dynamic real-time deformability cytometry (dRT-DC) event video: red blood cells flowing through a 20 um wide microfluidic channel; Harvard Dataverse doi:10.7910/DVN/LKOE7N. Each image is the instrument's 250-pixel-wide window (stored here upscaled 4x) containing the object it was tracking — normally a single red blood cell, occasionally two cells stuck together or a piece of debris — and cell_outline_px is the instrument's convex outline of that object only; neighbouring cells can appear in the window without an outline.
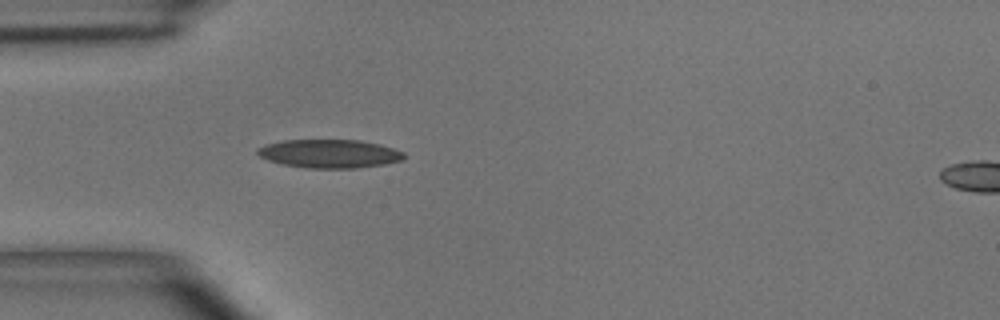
{"species": "common noctule bat (a hibernating species)", "species_latin": "Nyctalus noctula", "temperature_condition": "room temperature", "stored_images_in_passage": 7, "camera_frame_rate_fps": 3000, "um_per_image_px": 0.085, "animal": {"sex": "male", "body_mass_g": 15.6}, "frame": {"image": 1, "passage_image": 4, "time_ms": 1.0, "image_size_px": [1000, 320], "cell_outline_px": [[408, 156], [400, 160], [384, 164], [356, 168], [308, 168], [284, 164], [268, 160], [260, 156], [256, 152], [256, 148], [264, 144], [284, 140], [360, 140], [380, 144], [404, 152]], "centroid_in_image_um": [28.0, 13.05], "position_along_channel_um": 57.0, "area_um2": 24.33}}